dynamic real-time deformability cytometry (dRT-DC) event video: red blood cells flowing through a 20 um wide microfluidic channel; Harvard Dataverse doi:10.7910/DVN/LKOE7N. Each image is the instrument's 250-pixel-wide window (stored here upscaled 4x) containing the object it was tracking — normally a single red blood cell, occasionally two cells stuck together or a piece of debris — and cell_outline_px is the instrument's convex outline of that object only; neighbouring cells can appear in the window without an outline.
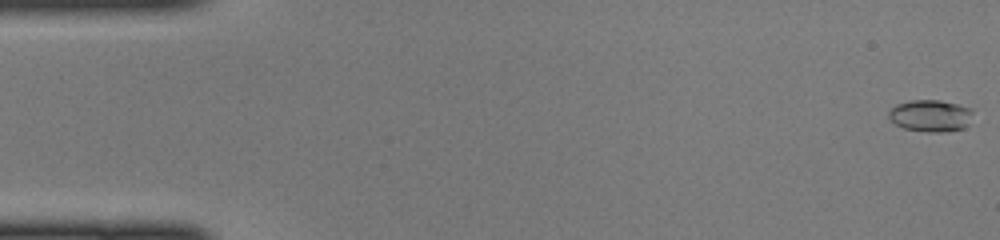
{"species": "common noctule bat (a hibernating species)", "species_latin": "Nyctalus noctula", "temperature_condition": "cold", "stored_images_in_passage": 47, "camera_frame_rate_fps": 3000, "um_per_image_px": 0.085, "animal": {"sex": "female", "body_mass_g": 22.0, "forearm_length_mm": 56.7}, "frame": {"image": 1, "passage_image": 1, "time_ms": 0.0, "image_size_px": [1000, 240], "cell_outline_px": [[972, 112], [968, 124], [964, 128], [948, 132], [928, 132], [904, 128], [896, 124], [888, 116], [888, 112], [896, 104], [912, 100], [940, 100], [972, 108]], "centroid_in_image_um": [79.1, 9.84], "position_along_channel_um": 5.9, "area_um2": 15.61}}
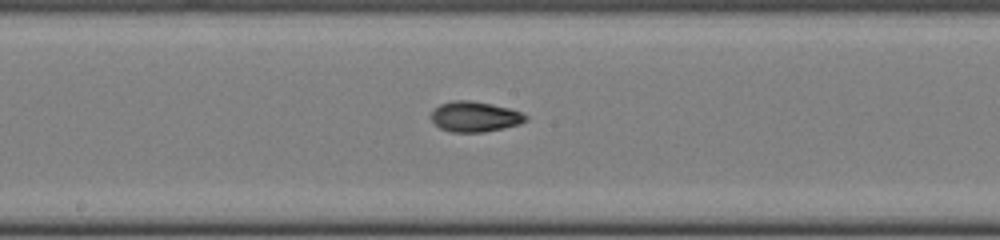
{"frame": {"image": 2, "passage_image": 25, "time_ms": 8.0, "image_size_px": [1000, 240], "cell_outline_px": [[528, 120], [520, 124], [504, 128], [484, 132], [452, 132], [440, 128], [432, 120], [432, 112], [440, 104], [452, 100], [472, 100], [492, 104], [524, 112], [528, 116]], "centroid_in_image_um": [40.41, 9.91], "position_along_channel_um": 207.8, "area_um2": 16.82}}
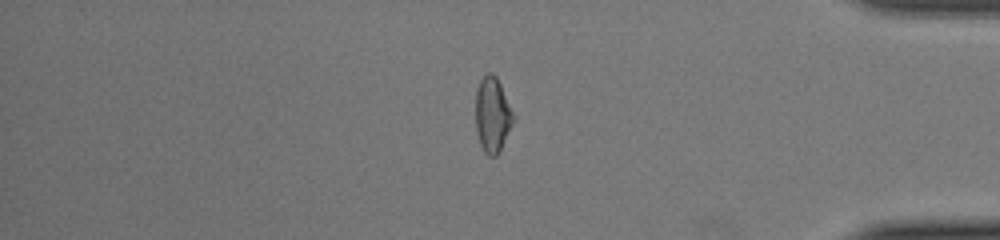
{"frame": {"image": 3, "passage_image": 40, "time_ms": 13.0, "image_size_px": [1000, 240], "cell_outline_px": [[516, 116], [496, 156], [488, 156], [484, 152], [480, 144], [476, 132], [476, 88], [480, 80], [488, 72], [492, 72], [496, 76]], "centroid_in_image_um": [41.85, 9.73], "position_along_channel_um": 393.3, "area_um2": 16.47}}